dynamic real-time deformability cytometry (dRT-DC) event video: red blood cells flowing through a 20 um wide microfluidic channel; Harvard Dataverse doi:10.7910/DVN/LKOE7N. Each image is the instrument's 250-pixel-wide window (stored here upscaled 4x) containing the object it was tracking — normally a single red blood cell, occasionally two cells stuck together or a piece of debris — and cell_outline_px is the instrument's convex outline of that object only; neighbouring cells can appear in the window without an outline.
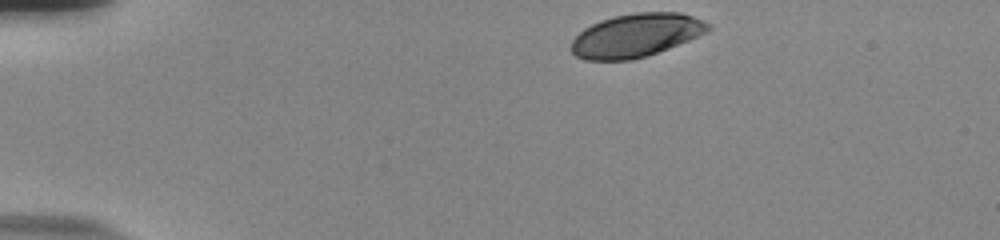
{"species": "human", "species_latin": "Homo sapiens", "temperature_condition": "room temperature", "stored_images_in_passage": 38, "camera_frame_rate_fps": 3000, "um_per_image_px": 0.085, "donor": {"sex": "male"}, "frame": {"image": 1, "passage_image": 1, "time_ms": 0.0, "image_size_px": [1000, 240], "cell_outline_px": [[712, 28], [708, 32], [648, 56], [632, 60], [584, 60], [576, 56], [568, 48], [572, 40], [584, 28], [600, 20], [612, 16], [636, 12], [680, 12], [704, 20], [712, 24]], "centroid_in_image_um": [54.06, 3.0], "position_along_channel_um": 30.9, "area_um2": 34.97}}
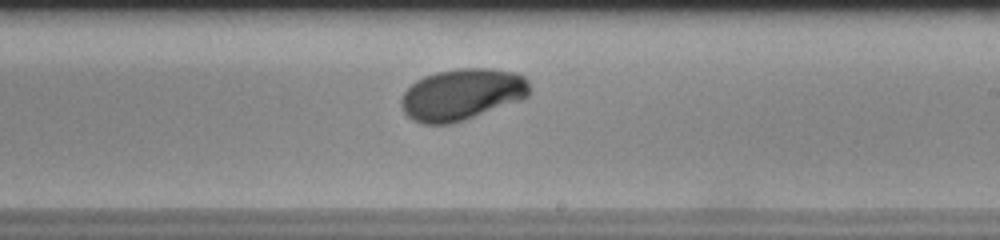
{"frame": {"image": 2, "passage_image": 25, "time_ms": 8.0, "image_size_px": [1000, 240], "cell_outline_px": [[532, 92], [528, 96], [520, 100], [464, 120], [448, 124], [424, 124], [412, 120], [404, 112], [400, 104], [400, 96], [416, 80], [424, 76], [436, 72], [460, 68], [488, 68], [516, 72], [524, 76], [528, 80], [532, 88]], "centroid_in_image_um": [39.27, 8.02], "position_along_channel_um": 249.7, "area_um2": 38.78}}
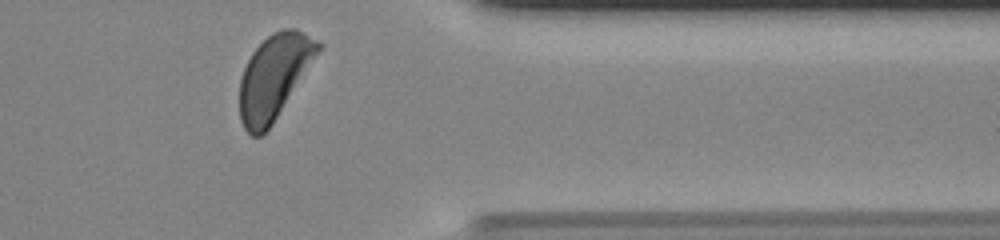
{"frame": {"image": 3, "passage_image": 37, "time_ms": 12.0, "image_size_px": [1000, 240], "cell_outline_px": [[324, 44], [272, 124], [260, 136], [252, 136], [244, 128], [240, 120], [240, 76], [252, 52], [272, 32], [280, 28], [296, 28]], "centroid_in_image_um": [23.29, 6.49], "position_along_channel_um": 388.1, "area_um2": 38.03}, "authors_computed_cell_mechanics": {"area_um2": 37.859, "velocity_mm_per_s": 3.693, "shape_relaxation_time_tau1_ms": 2.9267, "shape_relaxation_time_tau2_ms": null, "deformation_change_tau1": 0.1461, "deformation_change_tau2": null}}